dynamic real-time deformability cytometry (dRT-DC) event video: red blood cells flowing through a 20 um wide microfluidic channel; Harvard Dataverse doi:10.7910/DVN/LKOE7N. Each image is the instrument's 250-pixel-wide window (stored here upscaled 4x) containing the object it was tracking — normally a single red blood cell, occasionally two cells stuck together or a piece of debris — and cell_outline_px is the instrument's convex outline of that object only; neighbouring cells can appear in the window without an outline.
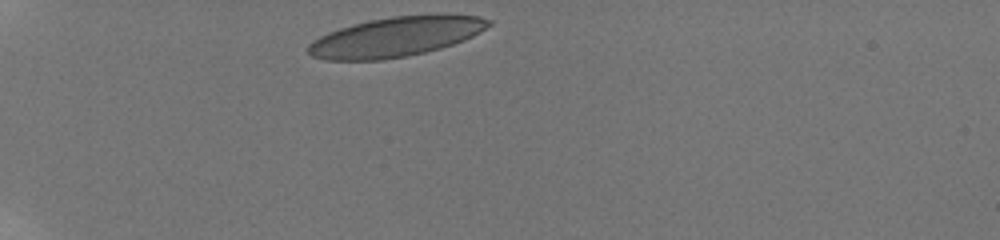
{"species": "human", "species_latin": "Homo sapiens", "temperature_condition": "room temperature", "stored_images_in_passage": 34, "camera_frame_rate_fps": 3000, "um_per_image_px": 0.085, "donor": {"sex": "male"}, "frame": {"image": 1, "passage_image": 1, "time_ms": 0.0, "image_size_px": [1000, 240], "cell_outline_px": [[492, 24], [480, 32], [464, 40], [440, 48], [408, 56], [384, 60], [324, 60], [312, 56], [308, 52], [308, 44], [312, 40], [328, 32], [352, 24], [392, 16], [480, 16], [492, 20]], "centroid_in_image_um": [33.59, 3.16], "position_along_channel_um": 51.4, "area_um2": 41.15}}
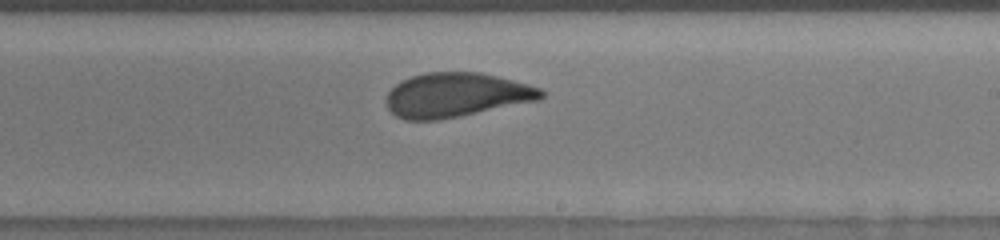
{"frame": {"image": 2, "passage_image": 20, "time_ms": 6.333, "image_size_px": [1000, 240], "cell_outline_px": [[544, 96], [540, 100], [440, 120], [404, 120], [396, 116], [388, 108], [384, 100], [388, 92], [396, 84], [412, 76], [428, 72], [480, 72], [528, 84], [540, 88], [544, 92]], "centroid_in_image_um": [38.76, 8.08], "position_along_channel_um": 250.2, "area_um2": 40.0}}
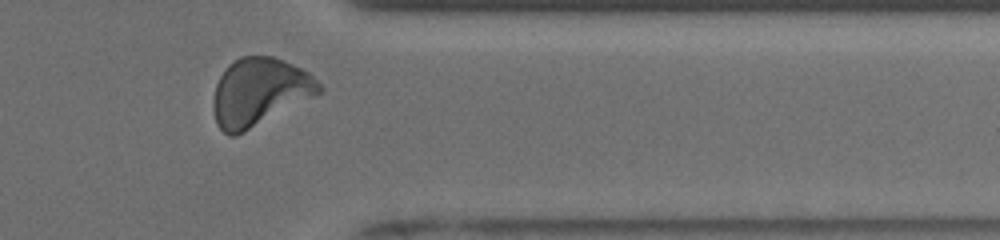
{"frame": {"image": 3, "passage_image": 31, "time_ms": 10.0, "image_size_px": [1000, 240], "cell_outline_px": [[324, 88], [320, 92], [244, 132], [236, 136], [228, 136], [216, 124], [212, 108], [212, 100], [216, 84], [224, 68], [228, 64], [240, 56], [272, 56], [284, 60], [308, 72]], "centroid_in_image_um": [21.98, 7.81], "position_along_channel_um": 389.4, "area_um2": 41.5}, "authors_computed_cell_mechanics": {"area_um2": 40.5467, "velocity_mm_per_s": 3.8534, "shape_relaxation_time_tau1_ms": 6.1009, "shape_relaxation_time_tau2_ms": 0.768, "deformation_change_tau1": 0.195, "deformation_change_tau2": 0.0694}}